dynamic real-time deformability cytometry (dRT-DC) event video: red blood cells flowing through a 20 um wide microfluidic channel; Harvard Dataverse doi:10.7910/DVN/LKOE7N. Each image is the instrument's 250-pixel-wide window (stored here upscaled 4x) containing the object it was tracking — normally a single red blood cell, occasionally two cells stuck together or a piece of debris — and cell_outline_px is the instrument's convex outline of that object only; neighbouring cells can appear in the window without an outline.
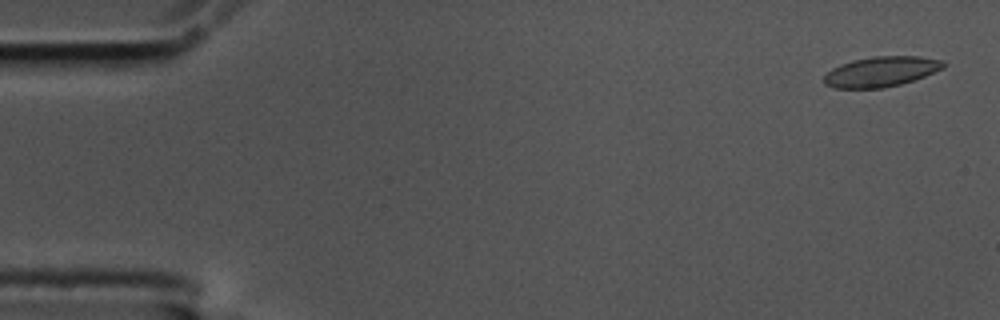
{"species": "common noctule bat (a hibernating species)", "species_latin": "Nyctalus noctula", "temperature_condition": "cold", "stored_images_in_passage": 57, "camera_frame_rate_fps": 3000, "um_per_image_px": 0.085, "animal": {"sex": "male", "body_mass_g": 17.5, "forearm_length_mm": 52.3}, "frame": {"image": 1, "passage_image": 2, "time_ms": 0.333, "image_size_px": [1000, 320], "cell_outline_px": [[944, 68], [924, 76], [900, 84], [884, 88], [832, 88], [824, 84], [824, 76], [832, 68], [840, 64], [852, 60], [872, 56], [920, 56], [944, 60]], "centroid_in_image_um": [74.88, 6.08], "position_along_channel_um": 10.1, "area_um2": 21.04}}
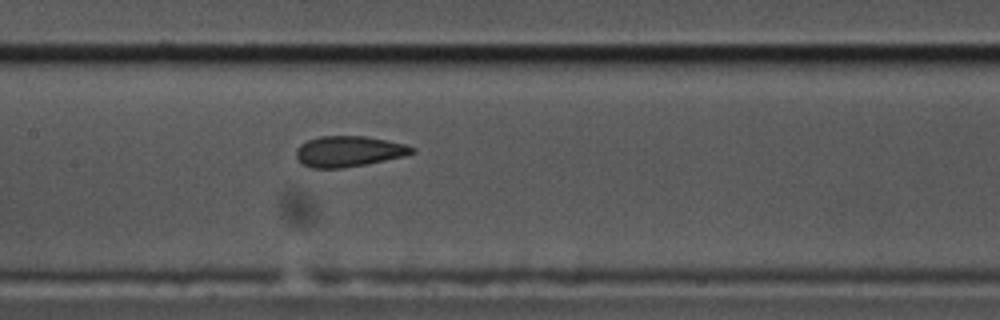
{"frame": {"image": 2, "passage_image": 27, "time_ms": 8.667, "image_size_px": [1000, 320], "cell_outline_px": [[416, 152], [404, 156], [344, 168], [308, 168], [300, 164], [296, 156], [296, 148], [300, 144], [308, 140], [320, 136], [364, 136], [404, 144], [416, 148]], "centroid_in_image_um": [29.59, 12.87], "position_along_channel_um": 177.8, "area_um2": 20.75}}
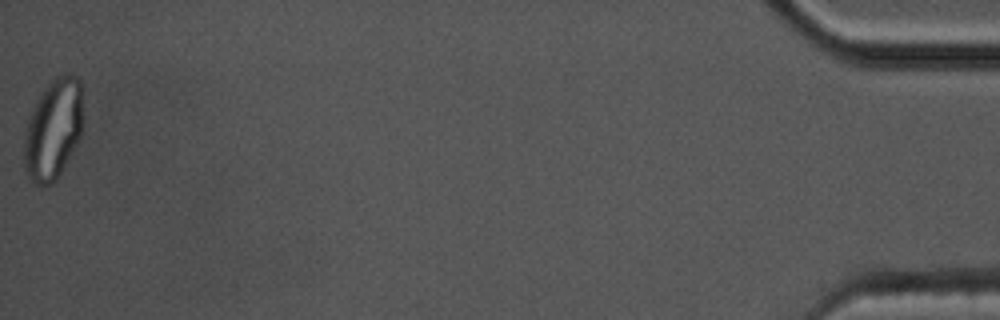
{"frame": {"image": 3, "passage_image": 57, "time_ms": 18.667, "image_size_px": [1000, 320], "cell_outline_px": [[84, 120], [80, 136], [76, 144], [60, 172], [52, 184], [36, 184], [28, 176], [24, 168], [24, 132], [32, 108], [40, 92], [56, 76], [64, 72], [72, 72], [80, 80]], "centroid_in_image_um": [4.53, 10.91], "position_along_channel_um": 430.7, "area_um2": 34.8}, "authors_computed_cell_mechanics": {"area_um2": 21.0392, "velocity_mm_per_s": 3.5127, "shape_relaxation_time_tau1_ms": null, "shape_relaxation_time_tau2_ms": 1.1601, "deformation_change_tau1": null, "deformation_change_tau2": 0.0663}}